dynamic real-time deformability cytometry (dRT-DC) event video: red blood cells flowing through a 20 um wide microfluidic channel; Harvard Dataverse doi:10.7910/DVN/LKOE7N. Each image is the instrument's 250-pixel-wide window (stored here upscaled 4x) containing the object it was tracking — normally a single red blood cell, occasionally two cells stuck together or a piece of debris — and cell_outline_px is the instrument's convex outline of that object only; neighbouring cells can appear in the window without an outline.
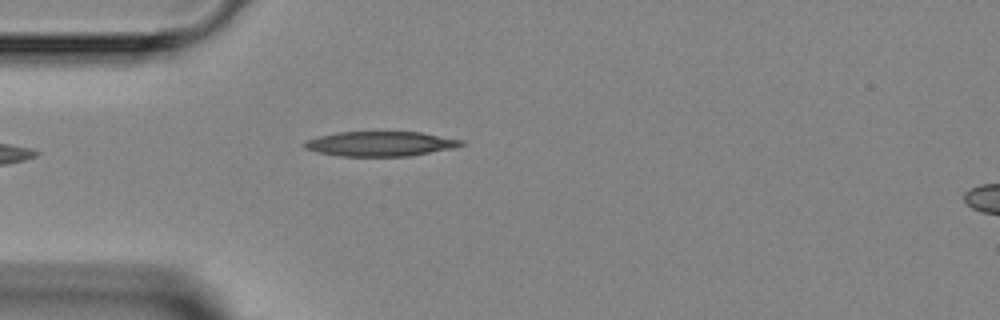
{"species": "Egyptian fruit bat (a non-hibernating species)", "species_latin": "Rousettus aegyptiacus", "temperature_condition": "room temperature", "stored_images_in_passage": 3, "camera_frame_rate_fps": 3000, "um_per_image_px": 0.085, "animal": {"sex": "female"}, "frame": {"image": 1, "passage_image": 3, "time_ms": 3.333, "image_size_px": [1000, 320], "cell_outline_px": [[464, 144], [456, 148], [408, 156], [340, 156], [316, 152], [304, 148], [300, 144], [304, 140], [320, 136], [340, 132], [420, 132], [464, 140]], "centroid_in_image_um": [32.31, 12.22], "position_along_channel_um": 52.7, "area_um2": 22.77}}